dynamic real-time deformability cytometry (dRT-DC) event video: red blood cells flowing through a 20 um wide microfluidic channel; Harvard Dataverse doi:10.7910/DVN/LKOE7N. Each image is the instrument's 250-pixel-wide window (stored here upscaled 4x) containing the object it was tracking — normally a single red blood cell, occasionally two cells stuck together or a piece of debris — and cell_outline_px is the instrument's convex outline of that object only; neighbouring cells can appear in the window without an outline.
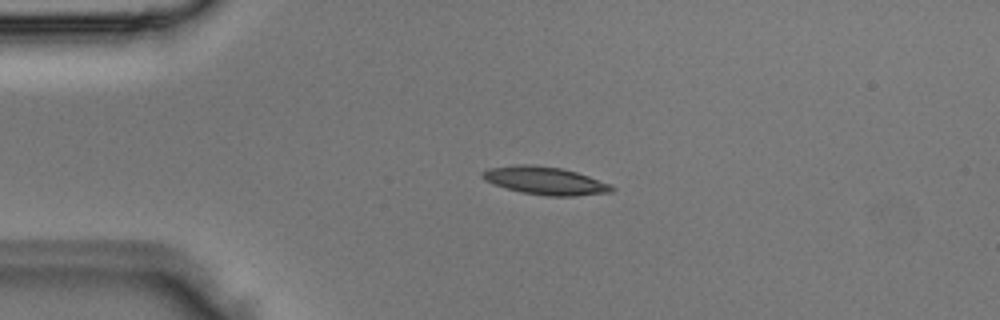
{"species": "Egyptian fruit bat (a non-hibernating species)", "species_latin": "Rousettus aegyptiacus", "temperature_condition": "room temperature", "stored_images_in_passage": 3, "camera_frame_rate_fps": 3000, "um_per_image_px": 0.085, "animal": {"sex": "male"}, "frame": {"image": 1, "passage_image": 2, "time_ms": 0.333, "image_size_px": [1000, 320], "cell_outline_px": [[616, 188], [612, 192], [576, 196], [548, 196], [520, 192], [484, 180], [480, 176], [480, 172], [488, 168], [512, 164], [528, 164], [560, 168], [576, 172], [612, 184]], "centroid_in_image_um": [46.33, 15.35], "position_along_channel_um": 38.7, "area_um2": 21.1}}